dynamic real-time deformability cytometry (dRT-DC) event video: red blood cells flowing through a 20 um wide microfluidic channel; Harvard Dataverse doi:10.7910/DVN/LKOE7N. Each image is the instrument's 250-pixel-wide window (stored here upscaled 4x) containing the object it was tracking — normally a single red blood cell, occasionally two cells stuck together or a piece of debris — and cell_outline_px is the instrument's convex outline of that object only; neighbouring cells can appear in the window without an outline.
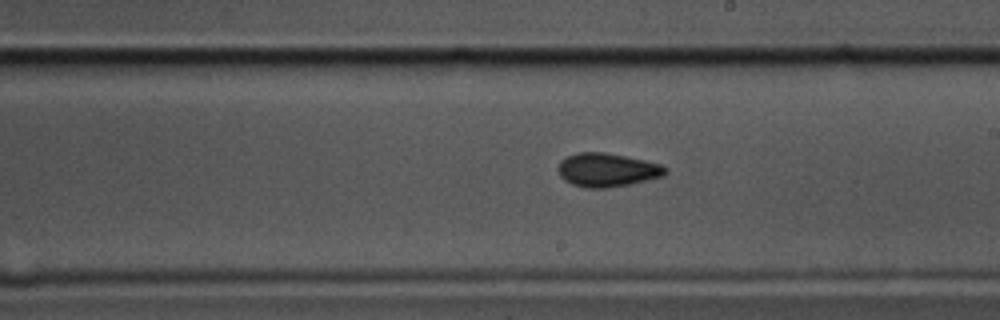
{"species": "common noctule bat (a hibernating species)", "species_latin": "Nyctalus noctula", "temperature_condition": "cold", "stored_images_in_passage": 55, "camera_frame_rate_fps": 3000, "um_per_image_px": 0.085, "animal": {"sex": "male", "body_mass_g": 17.5, "forearm_length_mm": 52.3}, "frame": {"image": 1, "passage_image": 30, "time_ms": 9.667, "image_size_px": [1000, 320], "cell_outline_px": [[668, 172], [664, 176], [628, 184], [608, 188], [584, 188], [572, 184], [564, 180], [560, 176], [556, 168], [560, 160], [576, 152], [604, 152], [644, 160], [660, 164], [668, 168]], "centroid_in_image_um": [51.58, 14.44], "position_along_channel_um": 237.4, "area_um2": 21.15}}
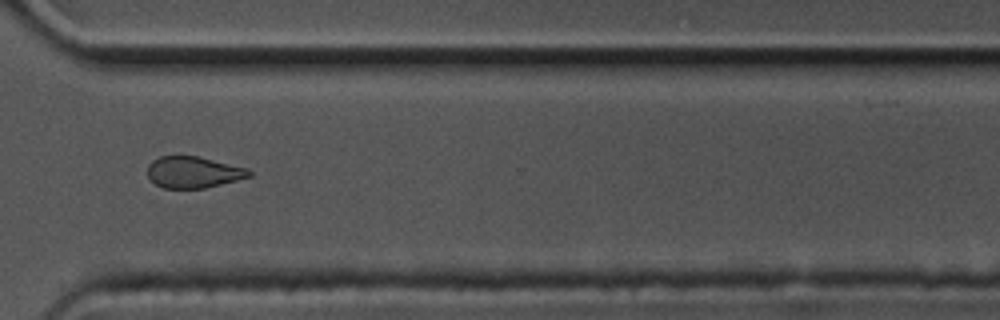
{"frame": {"image": 2, "passage_image": 40, "time_ms": 13.0, "image_size_px": [1000, 320], "cell_outline_px": [[252, 176], [204, 188], [164, 188], [156, 184], [148, 176], [148, 164], [152, 160], [160, 156], [196, 156], [248, 168], [252, 172]], "centroid_in_image_um": [16.43, 14.63], "position_along_channel_um": 354.2, "area_um2": 18.44}}
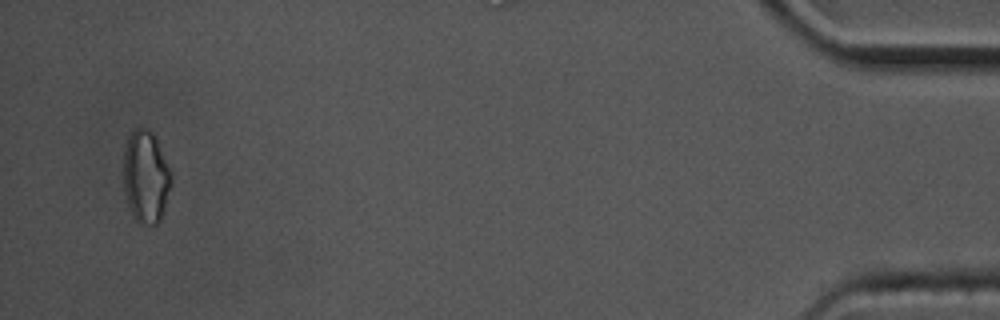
{"frame": {"image": 3, "passage_image": 53, "time_ms": 17.333, "image_size_px": [1000, 320], "cell_outline_px": [[172, 180], [160, 220], [156, 224], [140, 224], [136, 220], [128, 204], [124, 188], [124, 148], [128, 136], [132, 128], [148, 128], [156, 136], [172, 172]], "centroid_in_image_um": [12.4, 14.96], "position_along_channel_um": 422.8, "area_um2": 25.84}, "authors_computed_cell_mechanics": {"area_um2": 20.1144, "velocity_mm_per_s": 3.4918, "shape_relaxation_time_tau1_ms": 3.4582, "shape_relaxation_time_tau2_ms": null, "deformation_change_tau1": 0.0766, "deformation_change_tau2": null}}